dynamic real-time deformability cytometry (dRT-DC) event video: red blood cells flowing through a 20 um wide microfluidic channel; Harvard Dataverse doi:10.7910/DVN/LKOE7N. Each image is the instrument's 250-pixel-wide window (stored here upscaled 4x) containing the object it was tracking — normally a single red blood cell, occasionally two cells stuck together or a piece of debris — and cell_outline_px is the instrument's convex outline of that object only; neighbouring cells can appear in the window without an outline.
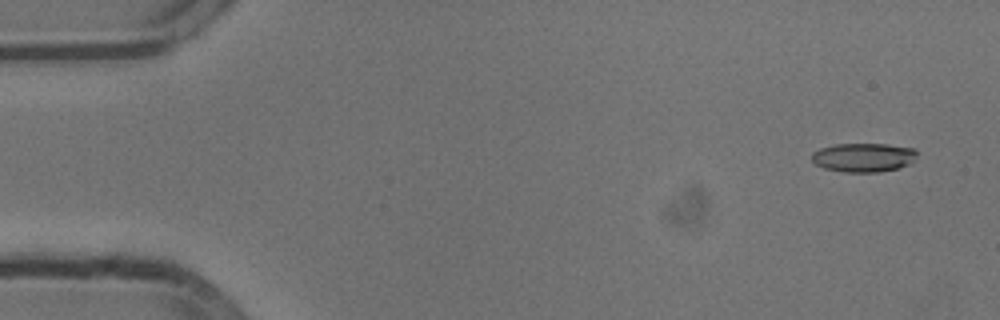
{"species": "common noctule bat (a hibernating species)", "species_latin": "Nyctalus noctula", "temperature_condition": "cold", "stored_images_in_passage": 11, "camera_frame_rate_fps": 3000, "um_per_image_px": 0.085, "animal": {"sex": "male", "body_mass_g": 13.3}, "frame": {"image": 1, "passage_image": 3, "time_ms": 0.667, "image_size_px": [1000, 320], "cell_outline_px": [[916, 156], [908, 164], [896, 168], [880, 172], [844, 172], [824, 168], [816, 164], [812, 160], [812, 152], [820, 148], [836, 144], [884, 144], [912, 148], [916, 152]], "centroid_in_image_um": [73.35, 13.38], "position_along_channel_um": 11.7, "area_um2": 17.51}}